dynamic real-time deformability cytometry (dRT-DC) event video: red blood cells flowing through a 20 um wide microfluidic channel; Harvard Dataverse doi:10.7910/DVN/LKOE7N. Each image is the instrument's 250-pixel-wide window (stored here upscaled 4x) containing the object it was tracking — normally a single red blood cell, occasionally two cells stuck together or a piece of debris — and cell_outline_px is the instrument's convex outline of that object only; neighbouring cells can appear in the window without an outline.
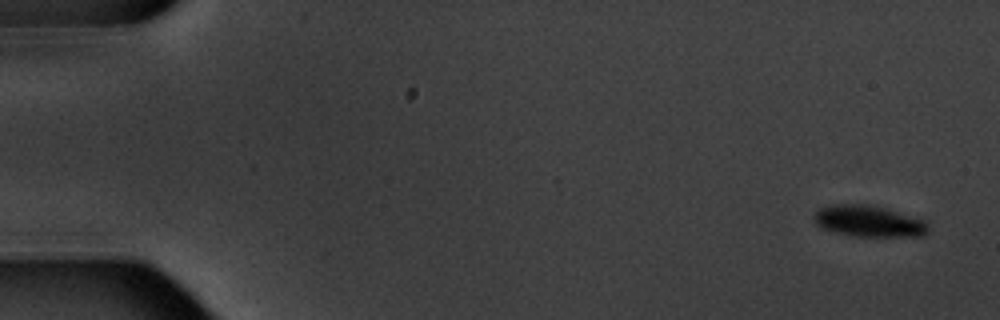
{"species": "common noctule bat (a hibernating species)", "species_latin": "Nyctalus noctula", "temperature_condition": "warm", "stored_images_in_passage": 15, "camera_frame_rate_fps": 3000, "um_per_image_px": 0.085, "animal": {"sex": "male", "body_mass_g": 20.1, "forearm_length_mm": 53.5}, "frame": {"image": 1, "passage_image": 1, "time_ms": 0.0, "image_size_px": [1000, 320], "cell_outline_px": [[928, 232], [924, 236], [852, 236], [820, 228], [816, 224], [812, 216], [820, 208], [836, 204], [872, 204], [924, 220], [928, 224]], "centroid_in_image_um": [73.83, 18.8], "position_along_channel_um": 11.2, "area_um2": 20.87}}
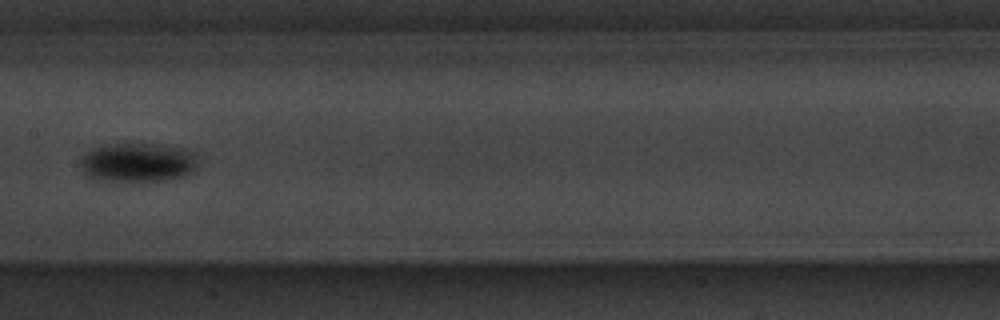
{"frame": {"image": 2, "passage_image": 8, "time_ms": 9.333, "image_size_px": [1000, 320], "cell_outline_px": [[196, 164], [188, 172], [180, 176], [164, 180], [92, 180], [84, 176], [80, 160], [92, 148], [108, 144], [152, 144], [184, 148], [196, 152]], "centroid_in_image_um": [11.65, 13.79], "position_along_channel_um": 195.8, "area_um2": 26.36}}
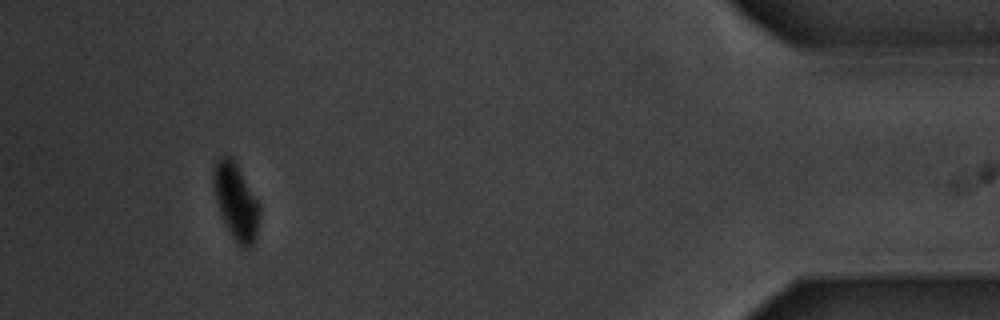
{"frame": {"image": 3, "passage_image": 14, "time_ms": 17.333, "image_size_px": [1000, 320], "cell_outline_px": [[260, 216], [256, 240], [252, 248], [240, 248], [236, 244], [228, 232], [220, 216], [212, 184], [212, 172], [216, 160], [224, 152], [232, 156], [236, 160], [260, 204]], "centroid_in_image_um": [20.05, 17.12], "position_along_channel_um": 415.1, "area_um2": 21.68}, "authors_computed_cell_mechanics": {"area_um2": 23.1778, "velocity_mm_per_s": 3.4923, "shape_relaxation_time_tau1_ms": 6.4264, "shape_relaxation_time_tau2_ms": null, "deformation_change_tau1": 0.093, "deformation_change_tau2": null}}